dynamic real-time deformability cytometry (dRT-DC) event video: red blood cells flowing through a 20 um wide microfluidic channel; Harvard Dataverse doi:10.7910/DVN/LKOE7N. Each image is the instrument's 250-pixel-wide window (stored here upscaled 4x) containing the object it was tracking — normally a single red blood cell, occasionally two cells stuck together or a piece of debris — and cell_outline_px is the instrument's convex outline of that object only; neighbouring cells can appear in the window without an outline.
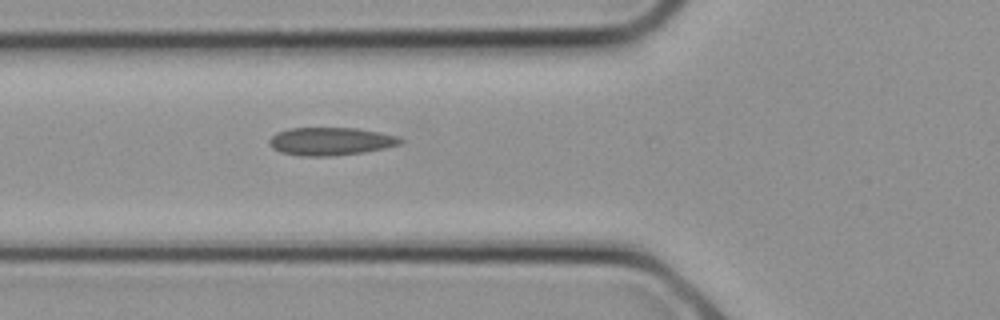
{"species": "common noctule bat (a hibernating species)", "species_latin": "Nyctalus noctula", "temperature_condition": "cold", "stored_images_in_passage": 4, "camera_frame_rate_fps": 3000, "um_per_image_px": 0.085, "animal": {"sex": "female", "body_mass_g": 21.9}, "frame": {"image": 1, "passage_image": 4, "time_ms": 1.0, "image_size_px": [1000, 320], "cell_outline_px": [[404, 140], [400, 144], [384, 148], [364, 152], [332, 156], [300, 156], [280, 152], [272, 148], [268, 144], [268, 140], [276, 132], [292, 128], [356, 128], [380, 132], [396, 136]], "centroid_in_image_um": [28.07, 12.01], "position_along_channel_um": 97.7, "area_um2": 21.39}}